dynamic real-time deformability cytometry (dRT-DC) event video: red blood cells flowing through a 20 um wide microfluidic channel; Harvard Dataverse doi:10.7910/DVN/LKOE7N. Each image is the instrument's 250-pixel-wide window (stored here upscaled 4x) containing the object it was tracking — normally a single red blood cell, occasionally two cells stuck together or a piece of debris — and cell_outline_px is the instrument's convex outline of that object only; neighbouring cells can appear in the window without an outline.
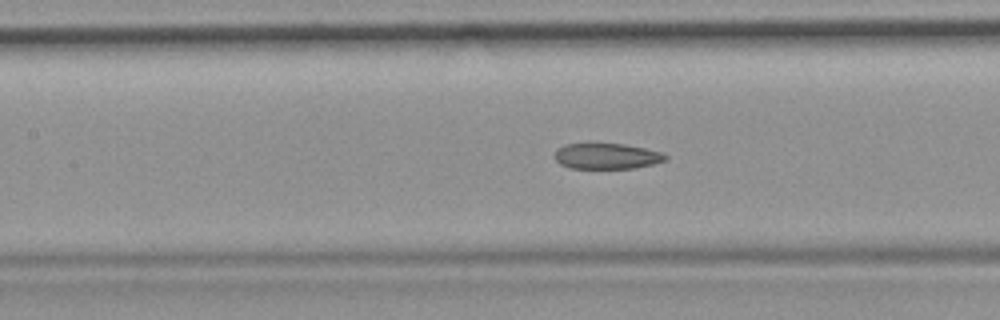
{"species": "common noctule bat (a hibernating species)", "species_latin": "Nyctalus noctula", "temperature_condition": "room temperature", "stored_images_in_passage": 47, "camera_frame_rate_fps": 3000, "um_per_image_px": 0.085, "animal": {"sex": "female", "body_mass_g": 19.9}, "frame": {"image": 1, "passage_image": 21, "time_ms": 6.667, "image_size_px": [1000, 320], "cell_outline_px": [[668, 160], [636, 168], [572, 168], [560, 164], [556, 160], [556, 152], [564, 144], [624, 144], [664, 152], [668, 156]], "centroid_in_image_um": [51.65, 13.28], "position_along_channel_um": 155.8, "area_um2": 16.47}}